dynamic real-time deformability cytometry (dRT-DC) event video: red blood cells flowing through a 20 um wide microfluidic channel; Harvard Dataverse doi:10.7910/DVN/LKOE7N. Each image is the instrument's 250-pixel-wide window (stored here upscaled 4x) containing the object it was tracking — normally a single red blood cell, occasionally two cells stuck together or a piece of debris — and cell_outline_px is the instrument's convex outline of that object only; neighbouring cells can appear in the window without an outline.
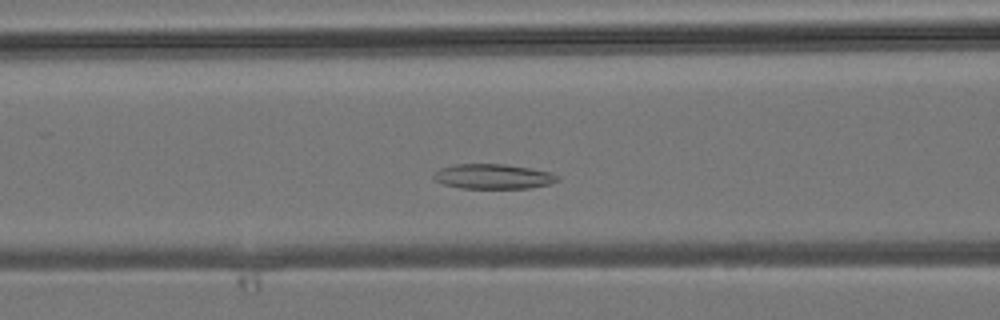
{"species": "common noctule bat (a hibernating species)", "species_latin": "Nyctalus noctula", "temperature_condition": "room temperature", "stored_images_in_passage": 41, "camera_frame_rate_fps": 3000, "um_per_image_px": 0.085, "animal": {"sex": "male", "body_mass_g": 19.2, "forearm_length_mm": 51.8}, "frame": {"image": 1, "passage_image": 13, "time_ms": 4.0, "image_size_px": [1000, 320], "cell_outline_px": [[560, 180], [548, 184], [528, 188], [460, 188], [444, 184], [436, 180], [432, 176], [440, 168], [456, 164], [504, 164], [528, 168], [548, 172], [556, 176]], "centroid_in_image_um": [41.88, 15.0], "position_along_channel_um": 124.7, "area_um2": 17.63}}
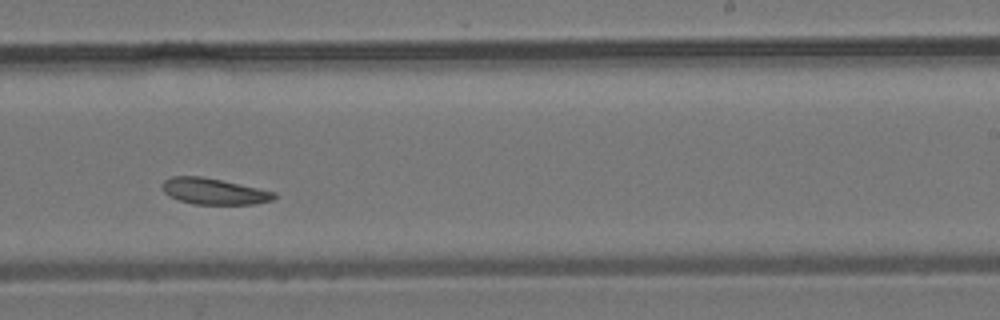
{"frame": {"image": 2, "passage_image": 23, "time_ms": 7.333, "image_size_px": [1000, 320], "cell_outline_px": [[276, 196], [272, 200], [256, 204], [192, 204], [168, 196], [164, 192], [164, 180], [172, 176], [200, 176], [220, 180], [276, 192]], "centroid_in_image_um": [18.19, 16.27], "position_along_channel_um": 270.8, "area_um2": 16.82}}
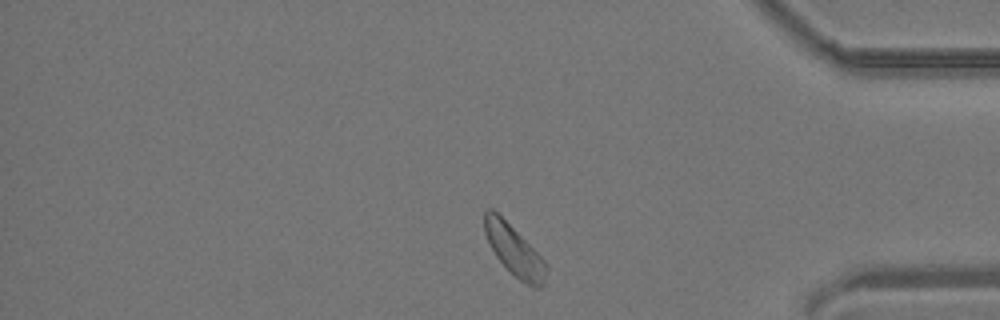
{"frame": {"image": 3, "passage_image": 33, "time_ms": 10.667, "image_size_px": [1000, 320], "cell_outline_px": [[548, 268], [544, 284], [536, 288], [532, 288], [524, 284], [496, 256], [484, 232], [484, 212], [488, 208], [492, 208], [548, 264]], "centroid_in_image_um": [43.73, 21.32], "position_along_channel_um": 391.5, "area_um2": 17.57}}